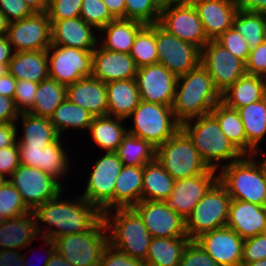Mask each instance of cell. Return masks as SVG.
Listing matches in <instances>:
<instances>
[{
  "mask_svg": "<svg viewBox=\"0 0 266 266\" xmlns=\"http://www.w3.org/2000/svg\"><path fill=\"white\" fill-rule=\"evenodd\" d=\"M216 119L221 131L243 154L247 155V138L237 109L228 107L220 101L210 112Z\"/></svg>",
  "mask_w": 266,
  "mask_h": 266,
  "instance_id": "40",
  "label": "cell"
},
{
  "mask_svg": "<svg viewBox=\"0 0 266 266\" xmlns=\"http://www.w3.org/2000/svg\"><path fill=\"white\" fill-rule=\"evenodd\" d=\"M56 252L73 266H100L108 232L102 218L91 230L54 239Z\"/></svg>",
  "mask_w": 266,
  "mask_h": 266,
  "instance_id": "8",
  "label": "cell"
},
{
  "mask_svg": "<svg viewBox=\"0 0 266 266\" xmlns=\"http://www.w3.org/2000/svg\"><path fill=\"white\" fill-rule=\"evenodd\" d=\"M33 12H46L49 2L48 0H24Z\"/></svg>",
  "mask_w": 266,
  "mask_h": 266,
  "instance_id": "64",
  "label": "cell"
},
{
  "mask_svg": "<svg viewBox=\"0 0 266 266\" xmlns=\"http://www.w3.org/2000/svg\"><path fill=\"white\" fill-rule=\"evenodd\" d=\"M232 27L245 38L251 49L266 40L265 20L261 13L237 12Z\"/></svg>",
  "mask_w": 266,
  "mask_h": 266,
  "instance_id": "42",
  "label": "cell"
},
{
  "mask_svg": "<svg viewBox=\"0 0 266 266\" xmlns=\"http://www.w3.org/2000/svg\"><path fill=\"white\" fill-rule=\"evenodd\" d=\"M231 197L217 181L185 220L186 234L195 240L201 234L227 225Z\"/></svg>",
  "mask_w": 266,
  "mask_h": 266,
  "instance_id": "9",
  "label": "cell"
},
{
  "mask_svg": "<svg viewBox=\"0 0 266 266\" xmlns=\"http://www.w3.org/2000/svg\"><path fill=\"white\" fill-rule=\"evenodd\" d=\"M45 266H73L70 262L64 259L57 252L53 254L51 259L47 262Z\"/></svg>",
  "mask_w": 266,
  "mask_h": 266,
  "instance_id": "65",
  "label": "cell"
},
{
  "mask_svg": "<svg viewBox=\"0 0 266 266\" xmlns=\"http://www.w3.org/2000/svg\"><path fill=\"white\" fill-rule=\"evenodd\" d=\"M264 20H265V30H266V13L263 14Z\"/></svg>",
  "mask_w": 266,
  "mask_h": 266,
  "instance_id": "74",
  "label": "cell"
},
{
  "mask_svg": "<svg viewBox=\"0 0 266 266\" xmlns=\"http://www.w3.org/2000/svg\"><path fill=\"white\" fill-rule=\"evenodd\" d=\"M179 266H219L198 244L191 240L183 251Z\"/></svg>",
  "mask_w": 266,
  "mask_h": 266,
  "instance_id": "50",
  "label": "cell"
},
{
  "mask_svg": "<svg viewBox=\"0 0 266 266\" xmlns=\"http://www.w3.org/2000/svg\"><path fill=\"white\" fill-rule=\"evenodd\" d=\"M7 180L19 191L24 203L31 211L55 198L65 189L44 171L21 164Z\"/></svg>",
  "mask_w": 266,
  "mask_h": 266,
  "instance_id": "14",
  "label": "cell"
},
{
  "mask_svg": "<svg viewBox=\"0 0 266 266\" xmlns=\"http://www.w3.org/2000/svg\"><path fill=\"white\" fill-rule=\"evenodd\" d=\"M142 200L165 201L173 190L175 180L155 158L143 166Z\"/></svg>",
  "mask_w": 266,
  "mask_h": 266,
  "instance_id": "37",
  "label": "cell"
},
{
  "mask_svg": "<svg viewBox=\"0 0 266 266\" xmlns=\"http://www.w3.org/2000/svg\"><path fill=\"white\" fill-rule=\"evenodd\" d=\"M67 86L47 78L39 83L34 103L28 113L50 118L54 110L66 99Z\"/></svg>",
  "mask_w": 266,
  "mask_h": 266,
  "instance_id": "39",
  "label": "cell"
},
{
  "mask_svg": "<svg viewBox=\"0 0 266 266\" xmlns=\"http://www.w3.org/2000/svg\"><path fill=\"white\" fill-rule=\"evenodd\" d=\"M130 56L138 68L157 63L158 50L155 40V23L145 25L137 33Z\"/></svg>",
  "mask_w": 266,
  "mask_h": 266,
  "instance_id": "43",
  "label": "cell"
},
{
  "mask_svg": "<svg viewBox=\"0 0 266 266\" xmlns=\"http://www.w3.org/2000/svg\"><path fill=\"white\" fill-rule=\"evenodd\" d=\"M125 19L145 25L158 23L163 2L161 0H125Z\"/></svg>",
  "mask_w": 266,
  "mask_h": 266,
  "instance_id": "44",
  "label": "cell"
},
{
  "mask_svg": "<svg viewBox=\"0 0 266 266\" xmlns=\"http://www.w3.org/2000/svg\"><path fill=\"white\" fill-rule=\"evenodd\" d=\"M247 138V155H257L264 150L266 138V97L258 102L238 108ZM261 147V148H260Z\"/></svg>",
  "mask_w": 266,
  "mask_h": 266,
  "instance_id": "29",
  "label": "cell"
},
{
  "mask_svg": "<svg viewBox=\"0 0 266 266\" xmlns=\"http://www.w3.org/2000/svg\"><path fill=\"white\" fill-rule=\"evenodd\" d=\"M158 24L170 34L202 49L209 41L194 5L164 2Z\"/></svg>",
  "mask_w": 266,
  "mask_h": 266,
  "instance_id": "11",
  "label": "cell"
},
{
  "mask_svg": "<svg viewBox=\"0 0 266 266\" xmlns=\"http://www.w3.org/2000/svg\"><path fill=\"white\" fill-rule=\"evenodd\" d=\"M6 37L14 52L47 50L52 44L51 21L46 12L11 22Z\"/></svg>",
  "mask_w": 266,
  "mask_h": 266,
  "instance_id": "16",
  "label": "cell"
},
{
  "mask_svg": "<svg viewBox=\"0 0 266 266\" xmlns=\"http://www.w3.org/2000/svg\"><path fill=\"white\" fill-rule=\"evenodd\" d=\"M144 26L135 20L114 19L98 31V44L108 51L130 54L137 33Z\"/></svg>",
  "mask_w": 266,
  "mask_h": 266,
  "instance_id": "27",
  "label": "cell"
},
{
  "mask_svg": "<svg viewBox=\"0 0 266 266\" xmlns=\"http://www.w3.org/2000/svg\"><path fill=\"white\" fill-rule=\"evenodd\" d=\"M217 181L218 171L210 168L203 174L175 180L170 197L164 202L168 208L186 220L196 204Z\"/></svg>",
  "mask_w": 266,
  "mask_h": 266,
  "instance_id": "20",
  "label": "cell"
},
{
  "mask_svg": "<svg viewBox=\"0 0 266 266\" xmlns=\"http://www.w3.org/2000/svg\"><path fill=\"white\" fill-rule=\"evenodd\" d=\"M40 240L44 241L45 243V251H46V258L44 259V263L42 266H45L47 264V262L51 259V257L53 256V254L56 252V247L54 244V241L46 238V237H39ZM28 248H30V245L28 247L25 248V250H27V252H25V254H23V266H34V264L30 261H28L25 257H26V253H30V251L28 250Z\"/></svg>",
  "mask_w": 266,
  "mask_h": 266,
  "instance_id": "61",
  "label": "cell"
},
{
  "mask_svg": "<svg viewBox=\"0 0 266 266\" xmlns=\"http://www.w3.org/2000/svg\"><path fill=\"white\" fill-rule=\"evenodd\" d=\"M100 266H147L145 261L132 258L108 244L102 253Z\"/></svg>",
  "mask_w": 266,
  "mask_h": 266,
  "instance_id": "52",
  "label": "cell"
},
{
  "mask_svg": "<svg viewBox=\"0 0 266 266\" xmlns=\"http://www.w3.org/2000/svg\"><path fill=\"white\" fill-rule=\"evenodd\" d=\"M115 153L124 166H144L155 159L156 147L149 141L127 133Z\"/></svg>",
  "mask_w": 266,
  "mask_h": 266,
  "instance_id": "41",
  "label": "cell"
},
{
  "mask_svg": "<svg viewBox=\"0 0 266 266\" xmlns=\"http://www.w3.org/2000/svg\"><path fill=\"white\" fill-rule=\"evenodd\" d=\"M155 158L174 180L197 176L209 169L181 129L156 148Z\"/></svg>",
  "mask_w": 266,
  "mask_h": 266,
  "instance_id": "7",
  "label": "cell"
},
{
  "mask_svg": "<svg viewBox=\"0 0 266 266\" xmlns=\"http://www.w3.org/2000/svg\"><path fill=\"white\" fill-rule=\"evenodd\" d=\"M237 12L249 11L264 14L266 13V0H232Z\"/></svg>",
  "mask_w": 266,
  "mask_h": 266,
  "instance_id": "58",
  "label": "cell"
},
{
  "mask_svg": "<svg viewBox=\"0 0 266 266\" xmlns=\"http://www.w3.org/2000/svg\"><path fill=\"white\" fill-rule=\"evenodd\" d=\"M64 139L58 137L53 143L41 148L30 146H17L20 164L36 167L56 179L63 187L65 175L69 172L71 162ZM62 141V142H61ZM63 177V178H62Z\"/></svg>",
  "mask_w": 266,
  "mask_h": 266,
  "instance_id": "17",
  "label": "cell"
},
{
  "mask_svg": "<svg viewBox=\"0 0 266 266\" xmlns=\"http://www.w3.org/2000/svg\"><path fill=\"white\" fill-rule=\"evenodd\" d=\"M14 51L8 38L5 36H0V62H10Z\"/></svg>",
  "mask_w": 266,
  "mask_h": 266,
  "instance_id": "63",
  "label": "cell"
},
{
  "mask_svg": "<svg viewBox=\"0 0 266 266\" xmlns=\"http://www.w3.org/2000/svg\"><path fill=\"white\" fill-rule=\"evenodd\" d=\"M7 218L0 213V226L5 222Z\"/></svg>",
  "mask_w": 266,
  "mask_h": 266,
  "instance_id": "71",
  "label": "cell"
},
{
  "mask_svg": "<svg viewBox=\"0 0 266 266\" xmlns=\"http://www.w3.org/2000/svg\"><path fill=\"white\" fill-rule=\"evenodd\" d=\"M135 80L142 101L172 106L177 77L164 65L155 63L138 68Z\"/></svg>",
  "mask_w": 266,
  "mask_h": 266,
  "instance_id": "18",
  "label": "cell"
},
{
  "mask_svg": "<svg viewBox=\"0 0 266 266\" xmlns=\"http://www.w3.org/2000/svg\"><path fill=\"white\" fill-rule=\"evenodd\" d=\"M200 64L208 71L221 94L247 74L245 62L231 54L216 40H209L201 49Z\"/></svg>",
  "mask_w": 266,
  "mask_h": 266,
  "instance_id": "15",
  "label": "cell"
},
{
  "mask_svg": "<svg viewBox=\"0 0 266 266\" xmlns=\"http://www.w3.org/2000/svg\"><path fill=\"white\" fill-rule=\"evenodd\" d=\"M128 118L127 120H133V125L130 124L127 128V133L149 141L156 148L180 129V123L174 117L172 106L141 100Z\"/></svg>",
  "mask_w": 266,
  "mask_h": 266,
  "instance_id": "6",
  "label": "cell"
},
{
  "mask_svg": "<svg viewBox=\"0 0 266 266\" xmlns=\"http://www.w3.org/2000/svg\"><path fill=\"white\" fill-rule=\"evenodd\" d=\"M266 259V234H258L244 240L241 264Z\"/></svg>",
  "mask_w": 266,
  "mask_h": 266,
  "instance_id": "51",
  "label": "cell"
},
{
  "mask_svg": "<svg viewBox=\"0 0 266 266\" xmlns=\"http://www.w3.org/2000/svg\"><path fill=\"white\" fill-rule=\"evenodd\" d=\"M221 100L222 94L215 87L208 71L200 64L177 77L172 111L175 119L182 124L210 113Z\"/></svg>",
  "mask_w": 266,
  "mask_h": 266,
  "instance_id": "2",
  "label": "cell"
},
{
  "mask_svg": "<svg viewBox=\"0 0 266 266\" xmlns=\"http://www.w3.org/2000/svg\"><path fill=\"white\" fill-rule=\"evenodd\" d=\"M7 181V179L0 174V188L4 185V183Z\"/></svg>",
  "mask_w": 266,
  "mask_h": 266,
  "instance_id": "70",
  "label": "cell"
},
{
  "mask_svg": "<svg viewBox=\"0 0 266 266\" xmlns=\"http://www.w3.org/2000/svg\"><path fill=\"white\" fill-rule=\"evenodd\" d=\"M183 4H190L194 5L196 2L202 1V0H180Z\"/></svg>",
  "mask_w": 266,
  "mask_h": 266,
  "instance_id": "69",
  "label": "cell"
},
{
  "mask_svg": "<svg viewBox=\"0 0 266 266\" xmlns=\"http://www.w3.org/2000/svg\"><path fill=\"white\" fill-rule=\"evenodd\" d=\"M138 67L130 54L108 51L99 44L92 52V77L108 83L135 79Z\"/></svg>",
  "mask_w": 266,
  "mask_h": 266,
  "instance_id": "22",
  "label": "cell"
},
{
  "mask_svg": "<svg viewBox=\"0 0 266 266\" xmlns=\"http://www.w3.org/2000/svg\"><path fill=\"white\" fill-rule=\"evenodd\" d=\"M245 68L248 75L266 78V40L250 50Z\"/></svg>",
  "mask_w": 266,
  "mask_h": 266,
  "instance_id": "53",
  "label": "cell"
},
{
  "mask_svg": "<svg viewBox=\"0 0 266 266\" xmlns=\"http://www.w3.org/2000/svg\"><path fill=\"white\" fill-rule=\"evenodd\" d=\"M195 241L219 266H241L244 239L232 228L214 229Z\"/></svg>",
  "mask_w": 266,
  "mask_h": 266,
  "instance_id": "21",
  "label": "cell"
},
{
  "mask_svg": "<svg viewBox=\"0 0 266 266\" xmlns=\"http://www.w3.org/2000/svg\"><path fill=\"white\" fill-rule=\"evenodd\" d=\"M10 22L7 17L0 10V36H5L7 34V30L9 28Z\"/></svg>",
  "mask_w": 266,
  "mask_h": 266,
  "instance_id": "66",
  "label": "cell"
},
{
  "mask_svg": "<svg viewBox=\"0 0 266 266\" xmlns=\"http://www.w3.org/2000/svg\"><path fill=\"white\" fill-rule=\"evenodd\" d=\"M80 17L97 31L115 19L108 11L103 0H83Z\"/></svg>",
  "mask_w": 266,
  "mask_h": 266,
  "instance_id": "46",
  "label": "cell"
},
{
  "mask_svg": "<svg viewBox=\"0 0 266 266\" xmlns=\"http://www.w3.org/2000/svg\"><path fill=\"white\" fill-rule=\"evenodd\" d=\"M93 164L85 180L86 189L82 197L97 207L102 214L114 209L115 183L123 164L115 152H102Z\"/></svg>",
  "mask_w": 266,
  "mask_h": 266,
  "instance_id": "10",
  "label": "cell"
},
{
  "mask_svg": "<svg viewBox=\"0 0 266 266\" xmlns=\"http://www.w3.org/2000/svg\"><path fill=\"white\" fill-rule=\"evenodd\" d=\"M260 156H262L264 158V160L266 161V152L263 151L262 153H260Z\"/></svg>",
  "mask_w": 266,
  "mask_h": 266,
  "instance_id": "72",
  "label": "cell"
},
{
  "mask_svg": "<svg viewBox=\"0 0 266 266\" xmlns=\"http://www.w3.org/2000/svg\"><path fill=\"white\" fill-rule=\"evenodd\" d=\"M0 10L10 23L22 20L34 13L24 0H0Z\"/></svg>",
  "mask_w": 266,
  "mask_h": 266,
  "instance_id": "54",
  "label": "cell"
},
{
  "mask_svg": "<svg viewBox=\"0 0 266 266\" xmlns=\"http://www.w3.org/2000/svg\"><path fill=\"white\" fill-rule=\"evenodd\" d=\"M64 191L33 210L39 237L54 240L89 231L103 218L102 212L81 195L62 200Z\"/></svg>",
  "mask_w": 266,
  "mask_h": 266,
  "instance_id": "1",
  "label": "cell"
},
{
  "mask_svg": "<svg viewBox=\"0 0 266 266\" xmlns=\"http://www.w3.org/2000/svg\"><path fill=\"white\" fill-rule=\"evenodd\" d=\"M194 7L208 40H216L227 29L232 28L237 13L232 0H202L196 2Z\"/></svg>",
  "mask_w": 266,
  "mask_h": 266,
  "instance_id": "26",
  "label": "cell"
},
{
  "mask_svg": "<svg viewBox=\"0 0 266 266\" xmlns=\"http://www.w3.org/2000/svg\"><path fill=\"white\" fill-rule=\"evenodd\" d=\"M19 114L13 99L0 95V123H16Z\"/></svg>",
  "mask_w": 266,
  "mask_h": 266,
  "instance_id": "56",
  "label": "cell"
},
{
  "mask_svg": "<svg viewBox=\"0 0 266 266\" xmlns=\"http://www.w3.org/2000/svg\"><path fill=\"white\" fill-rule=\"evenodd\" d=\"M216 41L227 49L231 54L246 62L251 48L245 38L233 27L222 33Z\"/></svg>",
  "mask_w": 266,
  "mask_h": 266,
  "instance_id": "47",
  "label": "cell"
},
{
  "mask_svg": "<svg viewBox=\"0 0 266 266\" xmlns=\"http://www.w3.org/2000/svg\"><path fill=\"white\" fill-rule=\"evenodd\" d=\"M21 119L22 123H19ZM15 123L16 127L22 124L23 134H17V146H30V147H45L53 143L58 137L54 126L50 122V118L38 117L28 112L19 114ZM21 136V138L19 137Z\"/></svg>",
  "mask_w": 266,
  "mask_h": 266,
  "instance_id": "33",
  "label": "cell"
},
{
  "mask_svg": "<svg viewBox=\"0 0 266 266\" xmlns=\"http://www.w3.org/2000/svg\"><path fill=\"white\" fill-rule=\"evenodd\" d=\"M18 129L15 123H0V149L17 143Z\"/></svg>",
  "mask_w": 266,
  "mask_h": 266,
  "instance_id": "57",
  "label": "cell"
},
{
  "mask_svg": "<svg viewBox=\"0 0 266 266\" xmlns=\"http://www.w3.org/2000/svg\"><path fill=\"white\" fill-rule=\"evenodd\" d=\"M31 210L24 203L19 191L7 180L0 188V213L9 218L22 216Z\"/></svg>",
  "mask_w": 266,
  "mask_h": 266,
  "instance_id": "45",
  "label": "cell"
},
{
  "mask_svg": "<svg viewBox=\"0 0 266 266\" xmlns=\"http://www.w3.org/2000/svg\"><path fill=\"white\" fill-rule=\"evenodd\" d=\"M92 52L51 44L47 49L49 78L68 86L92 75Z\"/></svg>",
  "mask_w": 266,
  "mask_h": 266,
  "instance_id": "12",
  "label": "cell"
},
{
  "mask_svg": "<svg viewBox=\"0 0 266 266\" xmlns=\"http://www.w3.org/2000/svg\"><path fill=\"white\" fill-rule=\"evenodd\" d=\"M158 61L176 77L185 75L200 65L201 49L186 43L155 23Z\"/></svg>",
  "mask_w": 266,
  "mask_h": 266,
  "instance_id": "13",
  "label": "cell"
},
{
  "mask_svg": "<svg viewBox=\"0 0 266 266\" xmlns=\"http://www.w3.org/2000/svg\"><path fill=\"white\" fill-rule=\"evenodd\" d=\"M266 97V78L244 75L222 93V102L238 109L258 102Z\"/></svg>",
  "mask_w": 266,
  "mask_h": 266,
  "instance_id": "32",
  "label": "cell"
},
{
  "mask_svg": "<svg viewBox=\"0 0 266 266\" xmlns=\"http://www.w3.org/2000/svg\"><path fill=\"white\" fill-rule=\"evenodd\" d=\"M17 80L8 72L0 77V95L12 98L16 91Z\"/></svg>",
  "mask_w": 266,
  "mask_h": 266,
  "instance_id": "60",
  "label": "cell"
},
{
  "mask_svg": "<svg viewBox=\"0 0 266 266\" xmlns=\"http://www.w3.org/2000/svg\"><path fill=\"white\" fill-rule=\"evenodd\" d=\"M226 226L244 240L262 234L266 229V207L232 199Z\"/></svg>",
  "mask_w": 266,
  "mask_h": 266,
  "instance_id": "25",
  "label": "cell"
},
{
  "mask_svg": "<svg viewBox=\"0 0 266 266\" xmlns=\"http://www.w3.org/2000/svg\"><path fill=\"white\" fill-rule=\"evenodd\" d=\"M161 1L164 3V2L180 1V0H161Z\"/></svg>",
  "mask_w": 266,
  "mask_h": 266,
  "instance_id": "73",
  "label": "cell"
},
{
  "mask_svg": "<svg viewBox=\"0 0 266 266\" xmlns=\"http://www.w3.org/2000/svg\"><path fill=\"white\" fill-rule=\"evenodd\" d=\"M38 86L39 83L36 82L17 80L13 100L20 113L28 112L32 108Z\"/></svg>",
  "mask_w": 266,
  "mask_h": 266,
  "instance_id": "49",
  "label": "cell"
},
{
  "mask_svg": "<svg viewBox=\"0 0 266 266\" xmlns=\"http://www.w3.org/2000/svg\"><path fill=\"white\" fill-rule=\"evenodd\" d=\"M97 34L81 17L58 20L51 25L52 44L58 46L93 51L98 45Z\"/></svg>",
  "mask_w": 266,
  "mask_h": 266,
  "instance_id": "23",
  "label": "cell"
},
{
  "mask_svg": "<svg viewBox=\"0 0 266 266\" xmlns=\"http://www.w3.org/2000/svg\"><path fill=\"white\" fill-rule=\"evenodd\" d=\"M110 14L115 18L125 19V0H103Z\"/></svg>",
  "mask_w": 266,
  "mask_h": 266,
  "instance_id": "62",
  "label": "cell"
},
{
  "mask_svg": "<svg viewBox=\"0 0 266 266\" xmlns=\"http://www.w3.org/2000/svg\"><path fill=\"white\" fill-rule=\"evenodd\" d=\"M108 116L127 120L139 105L141 98L135 79L106 83Z\"/></svg>",
  "mask_w": 266,
  "mask_h": 266,
  "instance_id": "31",
  "label": "cell"
},
{
  "mask_svg": "<svg viewBox=\"0 0 266 266\" xmlns=\"http://www.w3.org/2000/svg\"><path fill=\"white\" fill-rule=\"evenodd\" d=\"M180 129L189 137L210 169L219 171L244 156L221 131L211 113L183 122Z\"/></svg>",
  "mask_w": 266,
  "mask_h": 266,
  "instance_id": "3",
  "label": "cell"
},
{
  "mask_svg": "<svg viewBox=\"0 0 266 266\" xmlns=\"http://www.w3.org/2000/svg\"><path fill=\"white\" fill-rule=\"evenodd\" d=\"M123 121L126 120L108 115L94 117L88 129L90 139L103 152H115L127 134V127L123 125Z\"/></svg>",
  "mask_w": 266,
  "mask_h": 266,
  "instance_id": "35",
  "label": "cell"
},
{
  "mask_svg": "<svg viewBox=\"0 0 266 266\" xmlns=\"http://www.w3.org/2000/svg\"><path fill=\"white\" fill-rule=\"evenodd\" d=\"M8 72L16 80L36 83L49 78L47 50L14 52Z\"/></svg>",
  "mask_w": 266,
  "mask_h": 266,
  "instance_id": "30",
  "label": "cell"
},
{
  "mask_svg": "<svg viewBox=\"0 0 266 266\" xmlns=\"http://www.w3.org/2000/svg\"><path fill=\"white\" fill-rule=\"evenodd\" d=\"M66 98L89 111L94 117L106 116L108 113L106 83L95 77H84L68 85Z\"/></svg>",
  "mask_w": 266,
  "mask_h": 266,
  "instance_id": "24",
  "label": "cell"
},
{
  "mask_svg": "<svg viewBox=\"0 0 266 266\" xmlns=\"http://www.w3.org/2000/svg\"><path fill=\"white\" fill-rule=\"evenodd\" d=\"M20 166L19 151L15 145L0 149V174L8 179Z\"/></svg>",
  "mask_w": 266,
  "mask_h": 266,
  "instance_id": "55",
  "label": "cell"
},
{
  "mask_svg": "<svg viewBox=\"0 0 266 266\" xmlns=\"http://www.w3.org/2000/svg\"><path fill=\"white\" fill-rule=\"evenodd\" d=\"M190 241L188 235L179 238L152 237L145 263L147 266H179L183 251Z\"/></svg>",
  "mask_w": 266,
  "mask_h": 266,
  "instance_id": "36",
  "label": "cell"
},
{
  "mask_svg": "<svg viewBox=\"0 0 266 266\" xmlns=\"http://www.w3.org/2000/svg\"><path fill=\"white\" fill-rule=\"evenodd\" d=\"M218 181L231 199L266 207V161L260 154L244 155L224 166L218 171Z\"/></svg>",
  "mask_w": 266,
  "mask_h": 266,
  "instance_id": "4",
  "label": "cell"
},
{
  "mask_svg": "<svg viewBox=\"0 0 266 266\" xmlns=\"http://www.w3.org/2000/svg\"><path fill=\"white\" fill-rule=\"evenodd\" d=\"M19 250H0V266H23V253Z\"/></svg>",
  "mask_w": 266,
  "mask_h": 266,
  "instance_id": "59",
  "label": "cell"
},
{
  "mask_svg": "<svg viewBox=\"0 0 266 266\" xmlns=\"http://www.w3.org/2000/svg\"><path fill=\"white\" fill-rule=\"evenodd\" d=\"M8 63L9 62H0V77L8 73Z\"/></svg>",
  "mask_w": 266,
  "mask_h": 266,
  "instance_id": "68",
  "label": "cell"
},
{
  "mask_svg": "<svg viewBox=\"0 0 266 266\" xmlns=\"http://www.w3.org/2000/svg\"><path fill=\"white\" fill-rule=\"evenodd\" d=\"M132 208L140 215L152 237L179 238L187 235L185 219L168 208L164 201L142 200Z\"/></svg>",
  "mask_w": 266,
  "mask_h": 266,
  "instance_id": "19",
  "label": "cell"
},
{
  "mask_svg": "<svg viewBox=\"0 0 266 266\" xmlns=\"http://www.w3.org/2000/svg\"><path fill=\"white\" fill-rule=\"evenodd\" d=\"M143 166H124L114 188V209L130 208L142 201Z\"/></svg>",
  "mask_w": 266,
  "mask_h": 266,
  "instance_id": "34",
  "label": "cell"
},
{
  "mask_svg": "<svg viewBox=\"0 0 266 266\" xmlns=\"http://www.w3.org/2000/svg\"><path fill=\"white\" fill-rule=\"evenodd\" d=\"M39 238L33 211L16 218L6 219L0 226V250L25 251Z\"/></svg>",
  "mask_w": 266,
  "mask_h": 266,
  "instance_id": "28",
  "label": "cell"
},
{
  "mask_svg": "<svg viewBox=\"0 0 266 266\" xmlns=\"http://www.w3.org/2000/svg\"><path fill=\"white\" fill-rule=\"evenodd\" d=\"M83 0H52L47 8L51 25L58 20L80 17Z\"/></svg>",
  "mask_w": 266,
  "mask_h": 266,
  "instance_id": "48",
  "label": "cell"
},
{
  "mask_svg": "<svg viewBox=\"0 0 266 266\" xmlns=\"http://www.w3.org/2000/svg\"><path fill=\"white\" fill-rule=\"evenodd\" d=\"M94 116L67 98L54 110L50 122L60 137L69 129L88 131Z\"/></svg>",
  "mask_w": 266,
  "mask_h": 266,
  "instance_id": "38",
  "label": "cell"
},
{
  "mask_svg": "<svg viewBox=\"0 0 266 266\" xmlns=\"http://www.w3.org/2000/svg\"><path fill=\"white\" fill-rule=\"evenodd\" d=\"M241 266H266V259L254 261L248 264H241Z\"/></svg>",
  "mask_w": 266,
  "mask_h": 266,
  "instance_id": "67",
  "label": "cell"
},
{
  "mask_svg": "<svg viewBox=\"0 0 266 266\" xmlns=\"http://www.w3.org/2000/svg\"><path fill=\"white\" fill-rule=\"evenodd\" d=\"M108 243L128 256L143 260L152 236L140 215L132 208H116L103 213Z\"/></svg>",
  "mask_w": 266,
  "mask_h": 266,
  "instance_id": "5",
  "label": "cell"
}]
</instances>
